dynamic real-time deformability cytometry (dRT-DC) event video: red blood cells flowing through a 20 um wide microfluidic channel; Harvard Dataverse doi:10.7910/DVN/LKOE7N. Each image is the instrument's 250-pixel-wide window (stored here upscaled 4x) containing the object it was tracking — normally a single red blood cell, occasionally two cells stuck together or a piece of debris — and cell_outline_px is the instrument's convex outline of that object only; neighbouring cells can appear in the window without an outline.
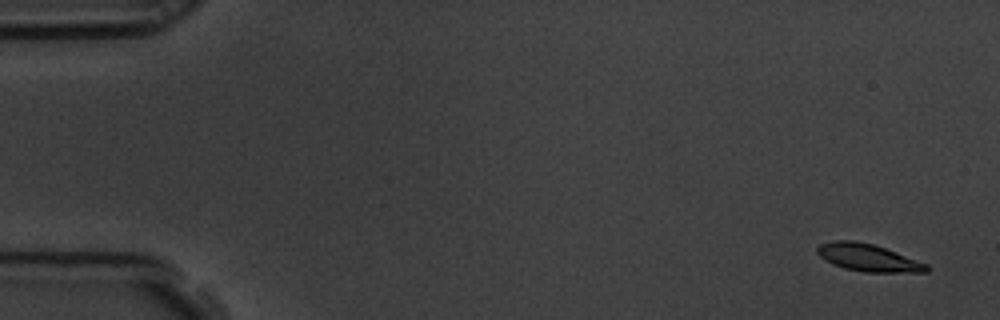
{"species": "common noctule bat (a hibernating species)", "species_latin": "Nyctalus noctula", "temperature_condition": "room temperature", "stored_images_in_passage": 6, "camera_frame_rate_fps": 3000, "um_per_image_px": 0.085, "animal": {"sex": "male", "body_mass_g": 19.5, "forearm_length_mm": 54.6}, "frame": {"image": 1, "passage_image": 1, "time_ms": 0.0, "image_size_px": [1000, 320], "cell_outline_px": [[928, 272], [864, 272], [844, 268], [832, 264], [824, 260], [816, 252], [816, 248], [820, 244], [832, 240], [856, 240], [872, 244], [896, 252], [928, 264]], "centroid_in_image_um": [73.75, 21.89], "position_along_channel_um": 11.3, "area_um2": 17.46}}
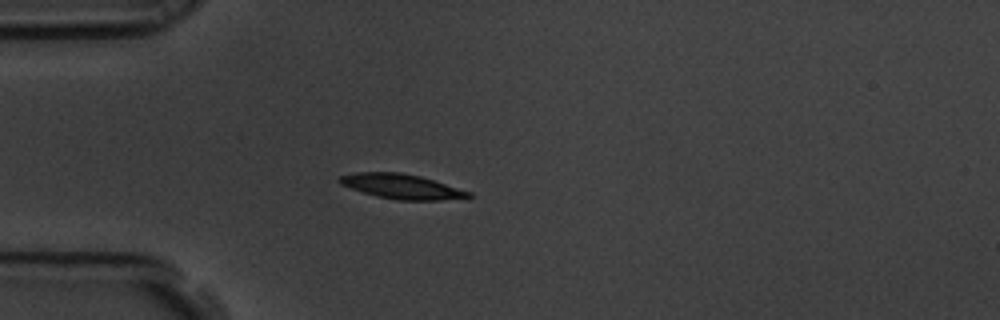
{"frame": {"image": 2, "passage_image": 5, "time_ms": 1.333, "image_size_px": [1000, 320], "cell_outline_px": [[472, 196], [468, 200], [396, 200], [376, 196], [340, 184], [336, 180], [340, 176], [356, 172], [400, 172], [420, 176], [472, 192]], "centroid_in_image_um": [34.22, 15.86], "position_along_channel_um": 50.8, "area_um2": 18.84}}